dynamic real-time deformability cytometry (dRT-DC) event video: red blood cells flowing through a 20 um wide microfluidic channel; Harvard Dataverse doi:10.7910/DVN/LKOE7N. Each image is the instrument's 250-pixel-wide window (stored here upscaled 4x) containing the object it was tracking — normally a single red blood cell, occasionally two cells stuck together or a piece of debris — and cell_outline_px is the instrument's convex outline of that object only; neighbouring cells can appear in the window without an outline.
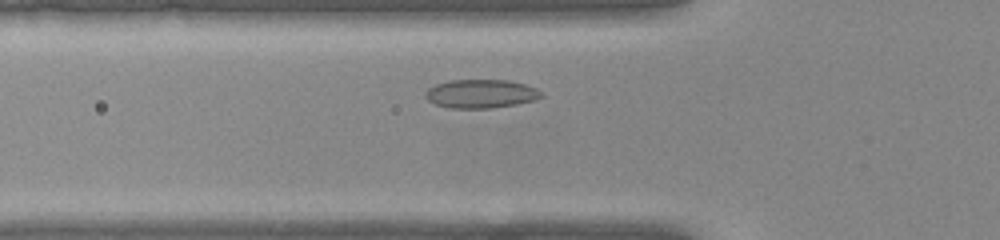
{"species": "common noctule bat (a hibernating species)", "species_latin": "Nyctalus noctula", "temperature_condition": "warm", "stored_images_in_passage": 29, "camera_frame_rate_fps": 3000, "um_per_image_px": 0.085, "animal": {"sex": "female", "body_mass_g": 22.0, "forearm_length_mm": 56.7}, "frame": {"image": 1, "passage_image": 2, "time_ms": 0.333, "image_size_px": [1000, 240], "cell_outline_px": [[544, 96], [536, 100], [516, 104], [492, 108], [448, 108], [436, 104], [428, 100], [424, 96], [424, 92], [428, 88], [436, 84], [448, 80], [508, 80], [524, 84], [536, 88], [544, 92]], "centroid_in_image_um": [40.89, 7.97], "position_along_channel_um": 84.9, "area_um2": 19.54}}
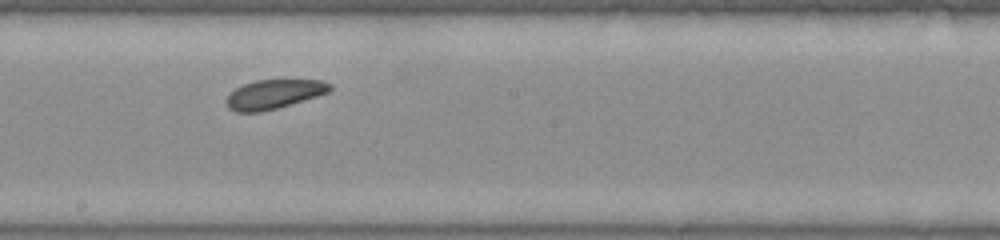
{"frame": {"image": 2, "passage_image": 13, "time_ms": 4.0, "image_size_px": [1000, 240], "cell_outline_px": [[332, 88], [328, 92], [316, 96], [276, 108], [260, 112], [236, 112], [228, 108], [224, 100], [228, 92], [244, 84], [256, 80], [320, 80], [332, 84]], "centroid_in_image_um": [23.22, 8.0], "position_along_channel_um": 225.0, "area_um2": 17.57}}
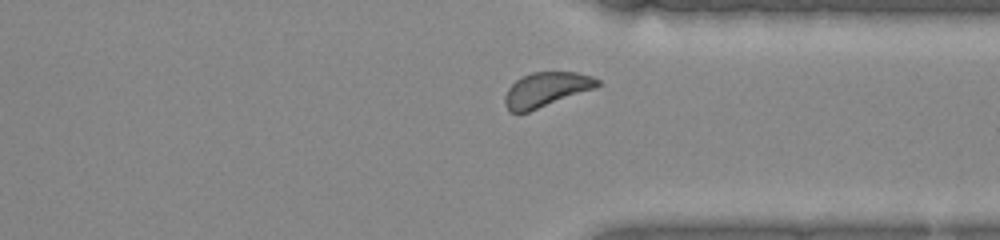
{"frame": {"image": 3, "passage_image": 24, "time_ms": 7.667, "image_size_px": [1000, 240], "cell_outline_px": [[600, 84], [596, 88], [528, 112], [508, 112], [504, 104], [504, 96], [508, 88], [516, 80], [532, 72], [576, 72], [592, 76], [600, 80]], "centroid_in_image_um": [46.42, 7.62], "position_along_channel_um": 365.0, "area_um2": 18.67}}